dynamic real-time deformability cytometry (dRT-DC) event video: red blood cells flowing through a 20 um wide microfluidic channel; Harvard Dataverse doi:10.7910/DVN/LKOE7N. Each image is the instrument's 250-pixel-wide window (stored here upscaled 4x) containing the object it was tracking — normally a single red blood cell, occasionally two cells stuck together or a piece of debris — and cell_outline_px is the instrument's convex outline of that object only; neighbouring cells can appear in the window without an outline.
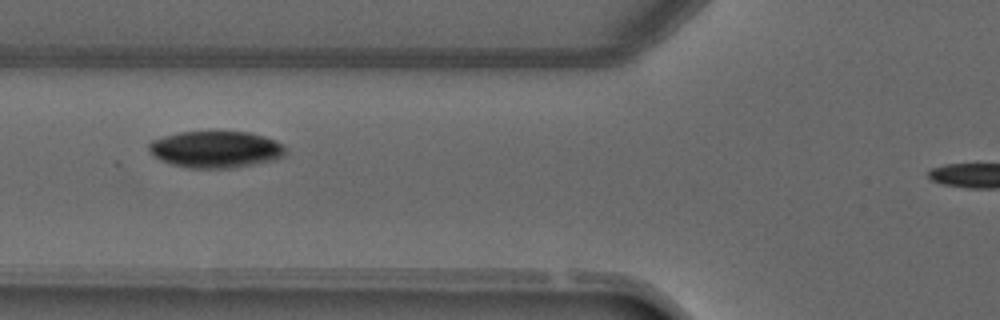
{"species": "common noctule bat (a hibernating species)", "species_latin": "Nyctalus noctula", "temperature_condition": "warm", "stored_images_in_passage": 5, "camera_frame_rate_fps": 3000, "um_per_image_px": 0.085, "animal": {"sex": "male", "forearm_length_mm": 52.5}, "frame": {"image": 1, "passage_image": 5, "time_ms": 4.667, "image_size_px": [1000, 320], "cell_outline_px": [[288, 152], [284, 156], [276, 160], [236, 168], [188, 168], [172, 164], [160, 160], [148, 148], [148, 144], [152, 140], [164, 136], [180, 132], [248, 132], [264, 136], [276, 140], [284, 144]], "centroid_in_image_um": [18.41, 12.71], "position_along_channel_um": 107.4, "area_um2": 29.48}}